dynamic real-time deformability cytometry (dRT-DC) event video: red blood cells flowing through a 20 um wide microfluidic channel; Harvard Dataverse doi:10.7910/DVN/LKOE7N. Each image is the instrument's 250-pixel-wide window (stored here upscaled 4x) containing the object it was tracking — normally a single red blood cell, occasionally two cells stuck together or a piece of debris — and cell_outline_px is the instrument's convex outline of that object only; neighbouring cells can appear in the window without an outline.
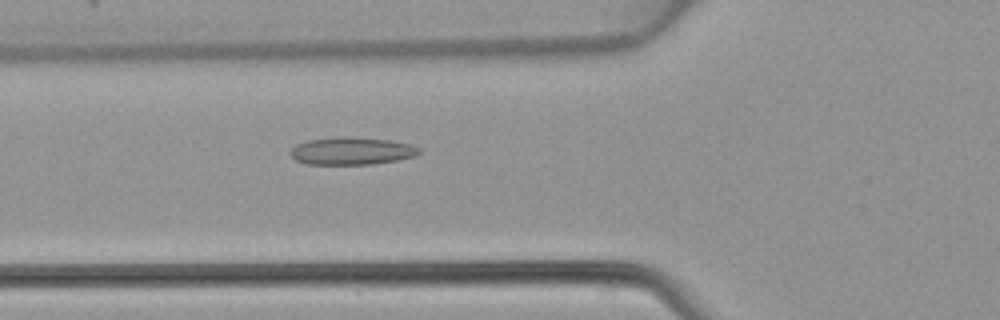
{"species": "common noctule bat (a hibernating species)", "species_latin": "Nyctalus noctula", "temperature_condition": "warm", "stored_images_in_passage": 33, "camera_frame_rate_fps": 3000, "um_per_image_px": 0.085, "animal": {"sex": "female", "body_mass_g": 22.7, "forearm_length_mm": 54.2}, "frame": {"image": 1, "passage_image": 3, "time_ms": 0.667, "image_size_px": [1000, 320], "cell_outline_px": [[420, 152], [416, 156], [396, 160], [372, 164], [304, 164], [296, 160], [292, 156], [292, 148], [296, 144], [308, 140], [340, 136], [344, 136], [388, 140], [412, 144], [420, 148]], "centroid_in_image_um": [29.91, 12.83], "position_along_channel_um": 95.9, "area_um2": 20.58}}
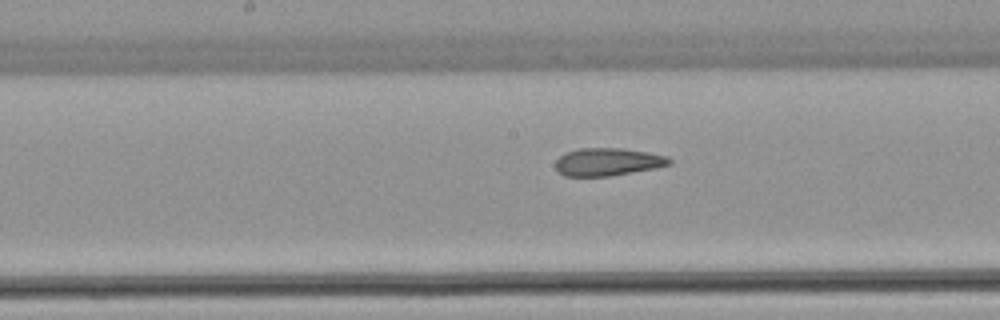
{"frame": {"image": 2, "passage_image": 10, "time_ms": 3.0, "image_size_px": [1000, 320], "cell_outline_px": [[672, 164], [656, 168], [608, 176], [564, 176], [556, 168], [556, 160], [564, 152], [580, 148], [624, 148], [648, 152], [668, 156], [672, 160]], "centroid_in_image_um": [51.68, 13.75], "position_along_channel_um": 196.5, "area_um2": 18.5}}
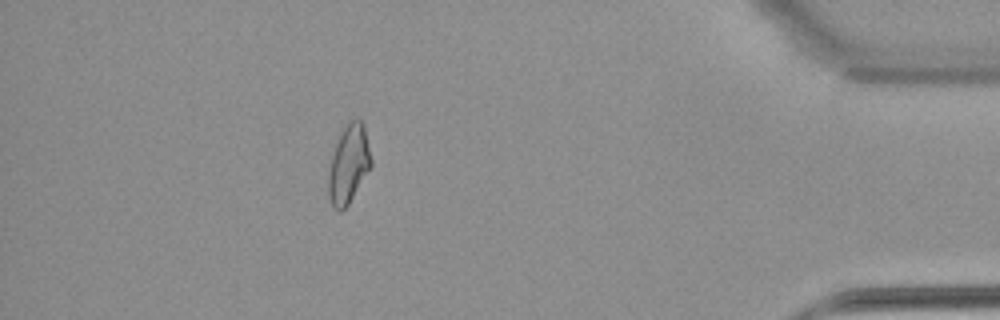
{"frame": {"image": 3, "passage_image": 28, "time_ms": 9.0, "image_size_px": [1000, 320], "cell_outline_px": [[372, 164], [348, 204], [340, 212], [332, 208], [328, 196], [328, 172], [332, 152], [340, 132], [352, 120], [360, 120], [364, 124], [372, 160]], "centroid_in_image_um": [29.61, 13.97], "position_along_channel_um": 405.6, "area_um2": 19.42}}